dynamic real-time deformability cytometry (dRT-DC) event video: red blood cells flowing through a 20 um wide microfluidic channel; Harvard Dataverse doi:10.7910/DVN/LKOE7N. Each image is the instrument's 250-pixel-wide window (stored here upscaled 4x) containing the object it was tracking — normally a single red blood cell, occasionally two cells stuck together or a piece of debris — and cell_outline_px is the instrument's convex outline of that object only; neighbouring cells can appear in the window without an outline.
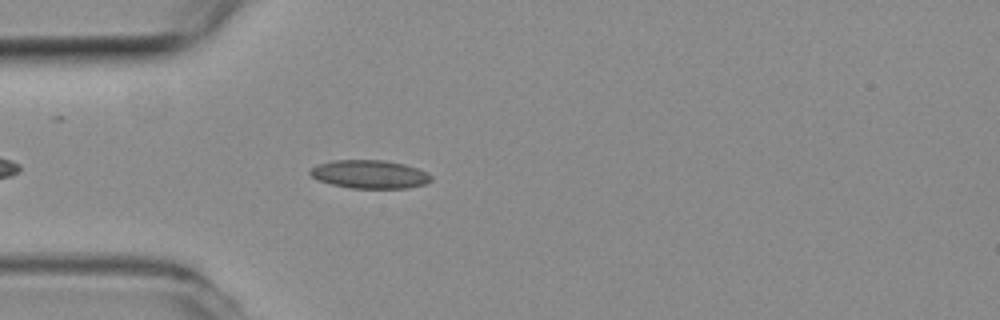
{"species": "common noctule bat (a hibernating species)", "species_latin": "Nyctalus noctula", "temperature_condition": "room temperature", "stored_images_in_passage": 43, "camera_frame_rate_fps": 3000, "um_per_image_px": 0.085, "animal": {"sex": "female", "body_mass_g": 19.3, "forearm_length_mm": 54.1}, "frame": {"image": 1, "passage_image": 6, "time_ms": 1.667, "image_size_px": [1000, 320], "cell_outline_px": [[432, 180], [424, 184], [408, 188], [352, 188], [332, 184], [320, 180], [312, 176], [308, 172], [316, 164], [332, 160], [384, 160], [404, 164], [428, 172], [432, 176]], "centroid_in_image_um": [31.43, 14.8], "position_along_channel_um": 53.6, "area_um2": 19.94}}
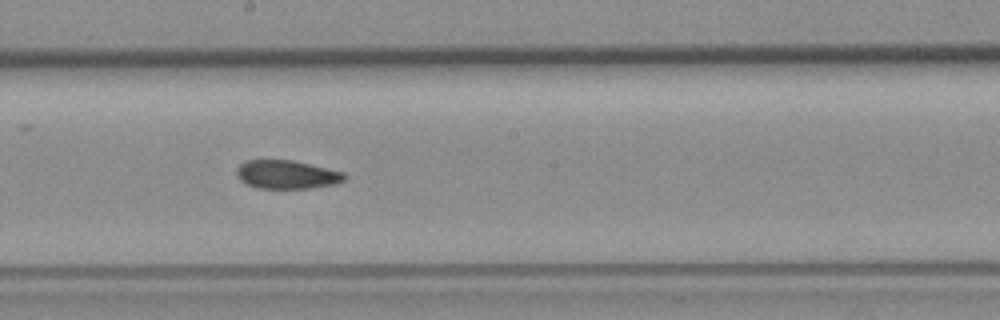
{"frame": {"image": 2, "passage_image": 20, "time_ms": 6.333, "image_size_px": [1000, 320], "cell_outline_px": [[348, 176], [344, 180], [336, 184], [312, 188], [256, 188], [240, 180], [236, 172], [236, 168], [240, 164], [248, 160], [292, 160], [344, 172]], "centroid_in_image_um": [24.4, 14.84], "position_along_channel_um": 223.8, "area_um2": 17.92}}
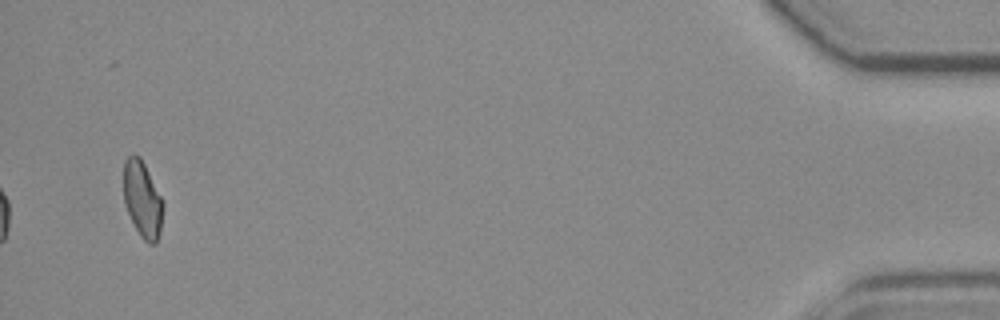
{"frame": {"image": 3, "passage_image": 43, "time_ms": 14.0, "image_size_px": [1000, 320], "cell_outline_px": [[164, 204], [160, 232], [156, 244], [148, 244], [140, 236], [124, 204], [124, 160], [128, 156], [140, 156]], "centroid_in_image_um": [12.11, 16.98], "position_along_channel_um": 423.1, "area_um2": 17.28}, "authors_computed_cell_mechanics": {"area_um2": 18.4382, "velocity_mm_per_s": 3.7756, "shape_relaxation_time_tau1_ms": null, "shape_relaxation_time_tau2_ms": 3.7639, "deformation_change_tau1": null, "deformation_change_tau2": 0.096}}